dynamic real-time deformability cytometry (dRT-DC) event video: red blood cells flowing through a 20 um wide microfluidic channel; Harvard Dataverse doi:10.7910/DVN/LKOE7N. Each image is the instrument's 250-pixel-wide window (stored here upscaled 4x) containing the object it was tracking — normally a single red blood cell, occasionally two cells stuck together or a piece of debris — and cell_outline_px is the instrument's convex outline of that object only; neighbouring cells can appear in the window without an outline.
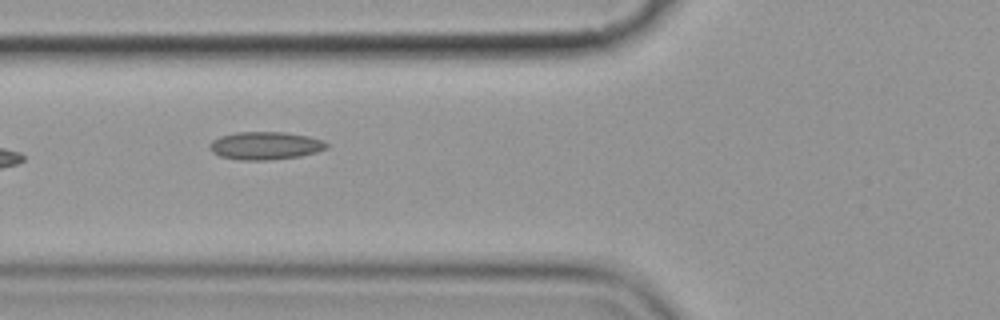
{"species": "common noctule bat (a hibernating species)", "species_latin": "Nyctalus noctula", "temperature_condition": "cold", "stored_images_in_passage": 7, "camera_frame_rate_fps": 3000, "um_per_image_px": 0.085, "animal": {"sex": "female", "body_mass_g": 19.9}, "frame": {"image": 1, "passage_image": 7, "time_ms": 7.0, "image_size_px": [1000, 320], "cell_outline_px": [[328, 148], [316, 152], [300, 156], [268, 160], [240, 160], [220, 156], [212, 152], [208, 148], [208, 144], [212, 140], [220, 136], [236, 132], [284, 132], [308, 136], [324, 140], [328, 144]], "centroid_in_image_um": [22.53, 12.38], "position_along_channel_um": 103.3, "area_um2": 19.13}}